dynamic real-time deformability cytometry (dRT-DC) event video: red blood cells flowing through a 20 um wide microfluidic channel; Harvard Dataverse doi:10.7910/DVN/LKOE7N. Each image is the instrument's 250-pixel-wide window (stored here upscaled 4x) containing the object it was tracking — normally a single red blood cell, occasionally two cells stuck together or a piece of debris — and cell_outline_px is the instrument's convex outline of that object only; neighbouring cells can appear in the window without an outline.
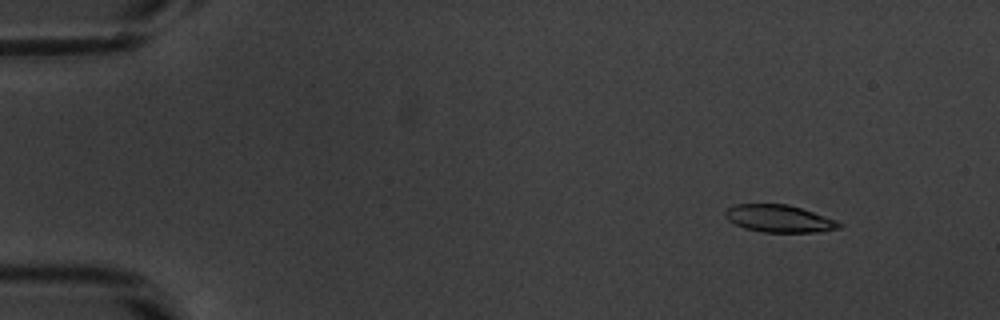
{"species": "common noctule bat (a hibernating species)", "species_latin": "Nyctalus noctula", "temperature_condition": "warm", "stored_images_in_passage": 51, "camera_frame_rate_fps": 3000, "um_per_image_px": 0.085, "animal": {"sex": "male", "body_mass_g": 20.1, "forearm_length_mm": 53.5}, "frame": {"image": 1, "passage_image": 3, "time_ms": 0.667, "image_size_px": [1000, 320], "cell_outline_px": [[844, 224], [840, 228], [820, 232], [764, 232], [744, 228], [728, 220], [724, 216], [724, 212], [728, 208], [736, 204], [788, 204], [836, 220]], "centroid_in_image_um": [66.23, 18.58], "position_along_channel_um": 18.8, "area_um2": 18.09}}
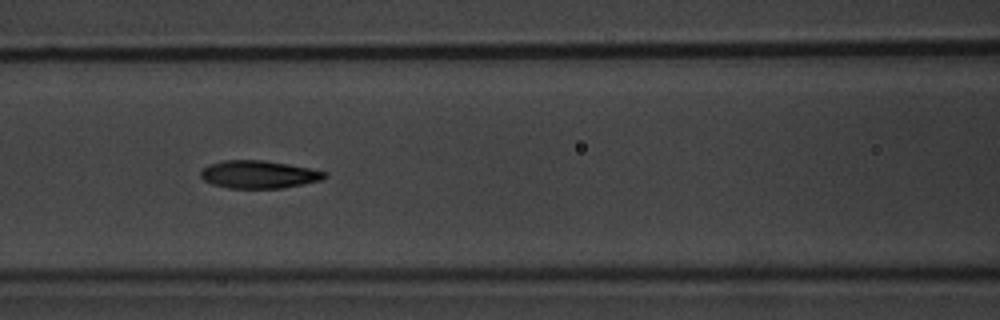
{"frame": {"image": 2, "passage_image": 21, "time_ms": 6.667, "image_size_px": [1000, 320], "cell_outline_px": [[328, 176], [320, 180], [284, 188], [228, 188], [212, 184], [204, 180], [200, 176], [200, 172], [208, 164], [224, 160], [264, 160], [288, 164], [328, 172]], "centroid_in_image_um": [21.98, 14.82], "position_along_channel_um": 144.6, "area_um2": 20.06}}
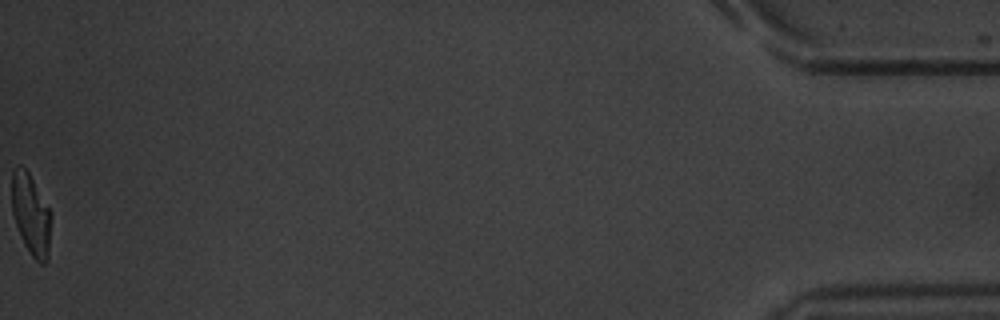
{"frame": {"image": 3, "passage_image": 51, "time_ms": 16.667, "image_size_px": [1000, 320], "cell_outline_px": [[52, 216], [48, 260], [44, 264], [40, 264], [32, 256], [24, 244], [20, 236], [12, 212], [12, 172], [20, 164], [28, 172], [52, 212]], "centroid_in_image_um": [2.66, 18.27], "position_along_channel_um": 432.5, "area_um2": 18.73}, "authors_computed_cell_mechanics": {"area_um2": 19.4208, "velocity_mm_per_s": 3.8276, "shape_relaxation_time_tau1_ms": 3.022, "shape_relaxation_time_tau2_ms": 2.2643, "deformation_change_tau1": 0.1735, "deformation_change_tau2": 0.0763}}